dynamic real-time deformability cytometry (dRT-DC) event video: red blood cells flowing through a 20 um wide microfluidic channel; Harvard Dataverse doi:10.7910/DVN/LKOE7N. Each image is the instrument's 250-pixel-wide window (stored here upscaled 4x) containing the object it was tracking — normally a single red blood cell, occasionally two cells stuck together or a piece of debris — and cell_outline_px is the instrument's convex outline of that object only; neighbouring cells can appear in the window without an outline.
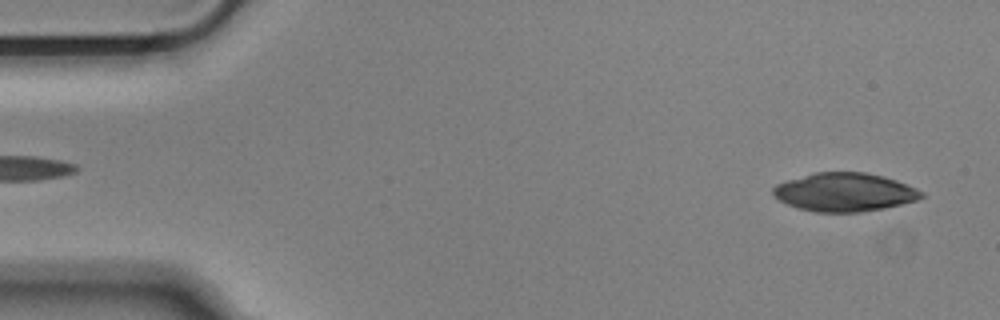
{"species": "Egyptian fruit bat (a non-hibernating species)", "species_latin": "Rousettus aegyptiacus", "temperature_condition": "cold", "stored_images_in_passage": 52, "camera_frame_rate_fps": 3000, "um_per_image_px": 0.085, "animal": {"sex": "male"}, "frame": {"image": 1, "passage_image": 2, "time_ms": 0.333, "image_size_px": [1000, 320], "cell_outline_px": [[924, 196], [916, 200], [884, 208], [860, 212], [816, 212], [800, 208], [788, 204], [780, 200], [772, 192], [772, 188], [776, 184], [788, 180], [816, 172], [864, 172], [884, 176], [896, 180], [916, 188], [924, 192]], "centroid_in_image_um": [71.81, 16.33], "position_along_channel_um": 13.2, "area_um2": 33.0}}